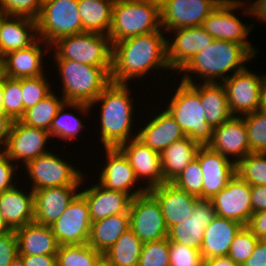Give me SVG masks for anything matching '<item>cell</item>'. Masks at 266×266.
<instances>
[{
	"label": "cell",
	"mask_w": 266,
	"mask_h": 266,
	"mask_svg": "<svg viewBox=\"0 0 266 266\" xmlns=\"http://www.w3.org/2000/svg\"><path fill=\"white\" fill-rule=\"evenodd\" d=\"M53 59H69L92 66H112V44L108 35L94 32L65 36L55 41Z\"/></svg>",
	"instance_id": "7"
},
{
	"label": "cell",
	"mask_w": 266,
	"mask_h": 266,
	"mask_svg": "<svg viewBox=\"0 0 266 266\" xmlns=\"http://www.w3.org/2000/svg\"><path fill=\"white\" fill-rule=\"evenodd\" d=\"M238 8L222 0L203 21L202 27L214 40H227L243 44L254 56L258 49L248 42L247 37L255 24L245 25L234 10Z\"/></svg>",
	"instance_id": "13"
},
{
	"label": "cell",
	"mask_w": 266,
	"mask_h": 266,
	"mask_svg": "<svg viewBox=\"0 0 266 266\" xmlns=\"http://www.w3.org/2000/svg\"><path fill=\"white\" fill-rule=\"evenodd\" d=\"M204 266H240L236 264L228 255L204 259Z\"/></svg>",
	"instance_id": "57"
},
{
	"label": "cell",
	"mask_w": 266,
	"mask_h": 266,
	"mask_svg": "<svg viewBox=\"0 0 266 266\" xmlns=\"http://www.w3.org/2000/svg\"><path fill=\"white\" fill-rule=\"evenodd\" d=\"M129 221L130 229L143 243L167 238L168 229L159 202L149 191L131 199Z\"/></svg>",
	"instance_id": "10"
},
{
	"label": "cell",
	"mask_w": 266,
	"mask_h": 266,
	"mask_svg": "<svg viewBox=\"0 0 266 266\" xmlns=\"http://www.w3.org/2000/svg\"><path fill=\"white\" fill-rule=\"evenodd\" d=\"M143 242L129 228L103 254L106 266H138Z\"/></svg>",
	"instance_id": "36"
},
{
	"label": "cell",
	"mask_w": 266,
	"mask_h": 266,
	"mask_svg": "<svg viewBox=\"0 0 266 266\" xmlns=\"http://www.w3.org/2000/svg\"><path fill=\"white\" fill-rule=\"evenodd\" d=\"M170 266H204L200 251L177 242L169 241Z\"/></svg>",
	"instance_id": "47"
},
{
	"label": "cell",
	"mask_w": 266,
	"mask_h": 266,
	"mask_svg": "<svg viewBox=\"0 0 266 266\" xmlns=\"http://www.w3.org/2000/svg\"><path fill=\"white\" fill-rule=\"evenodd\" d=\"M236 174L250 186H266V153H250L236 164Z\"/></svg>",
	"instance_id": "40"
},
{
	"label": "cell",
	"mask_w": 266,
	"mask_h": 266,
	"mask_svg": "<svg viewBox=\"0 0 266 266\" xmlns=\"http://www.w3.org/2000/svg\"><path fill=\"white\" fill-rule=\"evenodd\" d=\"M200 100L206 111V122L213 129L233 117L221 83H200Z\"/></svg>",
	"instance_id": "34"
},
{
	"label": "cell",
	"mask_w": 266,
	"mask_h": 266,
	"mask_svg": "<svg viewBox=\"0 0 266 266\" xmlns=\"http://www.w3.org/2000/svg\"><path fill=\"white\" fill-rule=\"evenodd\" d=\"M13 186L0 194V214L12 230L34 222V193Z\"/></svg>",
	"instance_id": "27"
},
{
	"label": "cell",
	"mask_w": 266,
	"mask_h": 266,
	"mask_svg": "<svg viewBox=\"0 0 266 266\" xmlns=\"http://www.w3.org/2000/svg\"><path fill=\"white\" fill-rule=\"evenodd\" d=\"M246 124L251 153H266V111H257L242 116Z\"/></svg>",
	"instance_id": "42"
},
{
	"label": "cell",
	"mask_w": 266,
	"mask_h": 266,
	"mask_svg": "<svg viewBox=\"0 0 266 266\" xmlns=\"http://www.w3.org/2000/svg\"><path fill=\"white\" fill-rule=\"evenodd\" d=\"M42 42V39L37 38L30 46L4 55L1 58L3 75L13 79L45 75L42 57L47 48L52 50V47ZM41 46H44V51Z\"/></svg>",
	"instance_id": "24"
},
{
	"label": "cell",
	"mask_w": 266,
	"mask_h": 266,
	"mask_svg": "<svg viewBox=\"0 0 266 266\" xmlns=\"http://www.w3.org/2000/svg\"><path fill=\"white\" fill-rule=\"evenodd\" d=\"M50 137L48 131L27 126L16 120L10 130L5 153L13 163L22 161L25 166L29 161L50 152L45 150Z\"/></svg>",
	"instance_id": "15"
},
{
	"label": "cell",
	"mask_w": 266,
	"mask_h": 266,
	"mask_svg": "<svg viewBox=\"0 0 266 266\" xmlns=\"http://www.w3.org/2000/svg\"><path fill=\"white\" fill-rule=\"evenodd\" d=\"M81 186L47 187L33 191L34 222L51 226L64 213Z\"/></svg>",
	"instance_id": "23"
},
{
	"label": "cell",
	"mask_w": 266,
	"mask_h": 266,
	"mask_svg": "<svg viewBox=\"0 0 266 266\" xmlns=\"http://www.w3.org/2000/svg\"><path fill=\"white\" fill-rule=\"evenodd\" d=\"M245 14L255 16L257 21H263L266 24V0H255L250 8L243 10Z\"/></svg>",
	"instance_id": "56"
},
{
	"label": "cell",
	"mask_w": 266,
	"mask_h": 266,
	"mask_svg": "<svg viewBox=\"0 0 266 266\" xmlns=\"http://www.w3.org/2000/svg\"><path fill=\"white\" fill-rule=\"evenodd\" d=\"M36 27L38 38L50 46L59 38L83 33L78 0H43Z\"/></svg>",
	"instance_id": "8"
},
{
	"label": "cell",
	"mask_w": 266,
	"mask_h": 266,
	"mask_svg": "<svg viewBox=\"0 0 266 266\" xmlns=\"http://www.w3.org/2000/svg\"><path fill=\"white\" fill-rule=\"evenodd\" d=\"M24 266H57L56 255H19Z\"/></svg>",
	"instance_id": "53"
},
{
	"label": "cell",
	"mask_w": 266,
	"mask_h": 266,
	"mask_svg": "<svg viewBox=\"0 0 266 266\" xmlns=\"http://www.w3.org/2000/svg\"><path fill=\"white\" fill-rule=\"evenodd\" d=\"M225 1L231 5H234L237 7H242V8H245V7L250 8L253 5V1H251V0H249V1L252 3H248V2H246V0H244L245 2L243 0H225ZM246 4H248V6Z\"/></svg>",
	"instance_id": "59"
},
{
	"label": "cell",
	"mask_w": 266,
	"mask_h": 266,
	"mask_svg": "<svg viewBox=\"0 0 266 266\" xmlns=\"http://www.w3.org/2000/svg\"><path fill=\"white\" fill-rule=\"evenodd\" d=\"M3 75L2 60L0 59V77Z\"/></svg>",
	"instance_id": "64"
},
{
	"label": "cell",
	"mask_w": 266,
	"mask_h": 266,
	"mask_svg": "<svg viewBox=\"0 0 266 266\" xmlns=\"http://www.w3.org/2000/svg\"><path fill=\"white\" fill-rule=\"evenodd\" d=\"M264 75H258L246 67L221 83L225 88L233 116L242 117L259 109L260 90Z\"/></svg>",
	"instance_id": "12"
},
{
	"label": "cell",
	"mask_w": 266,
	"mask_h": 266,
	"mask_svg": "<svg viewBox=\"0 0 266 266\" xmlns=\"http://www.w3.org/2000/svg\"><path fill=\"white\" fill-rule=\"evenodd\" d=\"M196 158L203 174V199L211 200L236 175V164L207 145L199 148Z\"/></svg>",
	"instance_id": "21"
},
{
	"label": "cell",
	"mask_w": 266,
	"mask_h": 266,
	"mask_svg": "<svg viewBox=\"0 0 266 266\" xmlns=\"http://www.w3.org/2000/svg\"><path fill=\"white\" fill-rule=\"evenodd\" d=\"M18 256L15 230L0 235V266H7Z\"/></svg>",
	"instance_id": "49"
},
{
	"label": "cell",
	"mask_w": 266,
	"mask_h": 266,
	"mask_svg": "<svg viewBox=\"0 0 266 266\" xmlns=\"http://www.w3.org/2000/svg\"><path fill=\"white\" fill-rule=\"evenodd\" d=\"M207 146L230 160L233 157V162L237 164L251 153L244 118L233 116L214 128L212 139Z\"/></svg>",
	"instance_id": "22"
},
{
	"label": "cell",
	"mask_w": 266,
	"mask_h": 266,
	"mask_svg": "<svg viewBox=\"0 0 266 266\" xmlns=\"http://www.w3.org/2000/svg\"><path fill=\"white\" fill-rule=\"evenodd\" d=\"M260 241L263 242L264 244H266V235H264L263 237L260 238Z\"/></svg>",
	"instance_id": "65"
},
{
	"label": "cell",
	"mask_w": 266,
	"mask_h": 266,
	"mask_svg": "<svg viewBox=\"0 0 266 266\" xmlns=\"http://www.w3.org/2000/svg\"><path fill=\"white\" fill-rule=\"evenodd\" d=\"M169 32L175 37L172 41L167 37V62L172 71L177 70V74L193 56L214 41L202 26L178 28Z\"/></svg>",
	"instance_id": "17"
},
{
	"label": "cell",
	"mask_w": 266,
	"mask_h": 266,
	"mask_svg": "<svg viewBox=\"0 0 266 266\" xmlns=\"http://www.w3.org/2000/svg\"><path fill=\"white\" fill-rule=\"evenodd\" d=\"M66 102L91 104L111 83L112 66H92L69 59H54Z\"/></svg>",
	"instance_id": "4"
},
{
	"label": "cell",
	"mask_w": 266,
	"mask_h": 266,
	"mask_svg": "<svg viewBox=\"0 0 266 266\" xmlns=\"http://www.w3.org/2000/svg\"><path fill=\"white\" fill-rule=\"evenodd\" d=\"M161 29L159 0H115L109 30L111 44Z\"/></svg>",
	"instance_id": "5"
},
{
	"label": "cell",
	"mask_w": 266,
	"mask_h": 266,
	"mask_svg": "<svg viewBox=\"0 0 266 266\" xmlns=\"http://www.w3.org/2000/svg\"><path fill=\"white\" fill-rule=\"evenodd\" d=\"M251 205L253 213L266 210V186H251Z\"/></svg>",
	"instance_id": "52"
},
{
	"label": "cell",
	"mask_w": 266,
	"mask_h": 266,
	"mask_svg": "<svg viewBox=\"0 0 266 266\" xmlns=\"http://www.w3.org/2000/svg\"><path fill=\"white\" fill-rule=\"evenodd\" d=\"M7 15L0 9V27H1V22Z\"/></svg>",
	"instance_id": "63"
},
{
	"label": "cell",
	"mask_w": 266,
	"mask_h": 266,
	"mask_svg": "<svg viewBox=\"0 0 266 266\" xmlns=\"http://www.w3.org/2000/svg\"><path fill=\"white\" fill-rule=\"evenodd\" d=\"M103 255L88 243L60 245L56 253L57 266H100Z\"/></svg>",
	"instance_id": "39"
},
{
	"label": "cell",
	"mask_w": 266,
	"mask_h": 266,
	"mask_svg": "<svg viewBox=\"0 0 266 266\" xmlns=\"http://www.w3.org/2000/svg\"><path fill=\"white\" fill-rule=\"evenodd\" d=\"M7 266H24L22 258L18 255L15 259L10 262Z\"/></svg>",
	"instance_id": "61"
},
{
	"label": "cell",
	"mask_w": 266,
	"mask_h": 266,
	"mask_svg": "<svg viewBox=\"0 0 266 266\" xmlns=\"http://www.w3.org/2000/svg\"><path fill=\"white\" fill-rule=\"evenodd\" d=\"M2 108L13 121L20 120L24 116L21 78L13 79L3 75Z\"/></svg>",
	"instance_id": "41"
},
{
	"label": "cell",
	"mask_w": 266,
	"mask_h": 266,
	"mask_svg": "<svg viewBox=\"0 0 266 266\" xmlns=\"http://www.w3.org/2000/svg\"><path fill=\"white\" fill-rule=\"evenodd\" d=\"M13 122L4 112H0V152L5 151Z\"/></svg>",
	"instance_id": "55"
},
{
	"label": "cell",
	"mask_w": 266,
	"mask_h": 266,
	"mask_svg": "<svg viewBox=\"0 0 266 266\" xmlns=\"http://www.w3.org/2000/svg\"><path fill=\"white\" fill-rule=\"evenodd\" d=\"M18 255H56L59 243L51 226L35 222L15 230Z\"/></svg>",
	"instance_id": "31"
},
{
	"label": "cell",
	"mask_w": 266,
	"mask_h": 266,
	"mask_svg": "<svg viewBox=\"0 0 266 266\" xmlns=\"http://www.w3.org/2000/svg\"><path fill=\"white\" fill-rule=\"evenodd\" d=\"M64 159L50 151L29 161L24 167L30 181H33L29 188L35 191L47 187L81 186L86 176Z\"/></svg>",
	"instance_id": "9"
},
{
	"label": "cell",
	"mask_w": 266,
	"mask_h": 266,
	"mask_svg": "<svg viewBox=\"0 0 266 266\" xmlns=\"http://www.w3.org/2000/svg\"><path fill=\"white\" fill-rule=\"evenodd\" d=\"M219 217L231 219L247 226L253 214L251 186L237 174L211 199Z\"/></svg>",
	"instance_id": "16"
},
{
	"label": "cell",
	"mask_w": 266,
	"mask_h": 266,
	"mask_svg": "<svg viewBox=\"0 0 266 266\" xmlns=\"http://www.w3.org/2000/svg\"><path fill=\"white\" fill-rule=\"evenodd\" d=\"M172 183L181 190L203 199V174L197 158H194Z\"/></svg>",
	"instance_id": "44"
},
{
	"label": "cell",
	"mask_w": 266,
	"mask_h": 266,
	"mask_svg": "<svg viewBox=\"0 0 266 266\" xmlns=\"http://www.w3.org/2000/svg\"><path fill=\"white\" fill-rule=\"evenodd\" d=\"M2 99H3V75L0 77V112H3Z\"/></svg>",
	"instance_id": "62"
},
{
	"label": "cell",
	"mask_w": 266,
	"mask_h": 266,
	"mask_svg": "<svg viewBox=\"0 0 266 266\" xmlns=\"http://www.w3.org/2000/svg\"><path fill=\"white\" fill-rule=\"evenodd\" d=\"M37 38L35 19L7 15L0 27V59L9 52L30 46Z\"/></svg>",
	"instance_id": "30"
},
{
	"label": "cell",
	"mask_w": 266,
	"mask_h": 266,
	"mask_svg": "<svg viewBox=\"0 0 266 266\" xmlns=\"http://www.w3.org/2000/svg\"><path fill=\"white\" fill-rule=\"evenodd\" d=\"M221 1L159 0L161 28L168 33L178 28L201 26Z\"/></svg>",
	"instance_id": "11"
},
{
	"label": "cell",
	"mask_w": 266,
	"mask_h": 266,
	"mask_svg": "<svg viewBox=\"0 0 266 266\" xmlns=\"http://www.w3.org/2000/svg\"><path fill=\"white\" fill-rule=\"evenodd\" d=\"M19 164L16 165L9 159L5 151L0 152V194L16 185L14 181V175H16ZM16 170V171H15Z\"/></svg>",
	"instance_id": "50"
},
{
	"label": "cell",
	"mask_w": 266,
	"mask_h": 266,
	"mask_svg": "<svg viewBox=\"0 0 266 266\" xmlns=\"http://www.w3.org/2000/svg\"><path fill=\"white\" fill-rule=\"evenodd\" d=\"M243 227L237 221L216 215L204 230L200 250L203 259L227 256L233 239Z\"/></svg>",
	"instance_id": "29"
},
{
	"label": "cell",
	"mask_w": 266,
	"mask_h": 266,
	"mask_svg": "<svg viewBox=\"0 0 266 266\" xmlns=\"http://www.w3.org/2000/svg\"><path fill=\"white\" fill-rule=\"evenodd\" d=\"M66 101L61 96L51 92L43 100L39 101L34 107L25 111L24 116L20 119L27 126L43 129L49 132L52 120L55 118L59 108Z\"/></svg>",
	"instance_id": "38"
},
{
	"label": "cell",
	"mask_w": 266,
	"mask_h": 266,
	"mask_svg": "<svg viewBox=\"0 0 266 266\" xmlns=\"http://www.w3.org/2000/svg\"><path fill=\"white\" fill-rule=\"evenodd\" d=\"M259 109L266 111V74L264 75V78L262 80Z\"/></svg>",
	"instance_id": "58"
},
{
	"label": "cell",
	"mask_w": 266,
	"mask_h": 266,
	"mask_svg": "<svg viewBox=\"0 0 266 266\" xmlns=\"http://www.w3.org/2000/svg\"><path fill=\"white\" fill-rule=\"evenodd\" d=\"M201 145L189 137H183L161 153L162 171L165 182H172L196 158Z\"/></svg>",
	"instance_id": "32"
},
{
	"label": "cell",
	"mask_w": 266,
	"mask_h": 266,
	"mask_svg": "<svg viewBox=\"0 0 266 266\" xmlns=\"http://www.w3.org/2000/svg\"><path fill=\"white\" fill-rule=\"evenodd\" d=\"M259 240L244 226L233 239L228 256L241 266L252 255Z\"/></svg>",
	"instance_id": "45"
},
{
	"label": "cell",
	"mask_w": 266,
	"mask_h": 266,
	"mask_svg": "<svg viewBox=\"0 0 266 266\" xmlns=\"http://www.w3.org/2000/svg\"><path fill=\"white\" fill-rule=\"evenodd\" d=\"M163 32L161 28L112 44L111 82L128 84L129 80L146 76L152 69L171 70L167 62V37Z\"/></svg>",
	"instance_id": "1"
},
{
	"label": "cell",
	"mask_w": 266,
	"mask_h": 266,
	"mask_svg": "<svg viewBox=\"0 0 266 266\" xmlns=\"http://www.w3.org/2000/svg\"><path fill=\"white\" fill-rule=\"evenodd\" d=\"M67 107L75 109L79 113H84L83 115L89 114V111H91L90 104L86 103L65 102L62 104L50 125L49 134L51 138L57 137L61 140L65 139V141L68 139L74 141L73 139L81 133L80 130L84 127L83 121L71 112H63Z\"/></svg>",
	"instance_id": "37"
},
{
	"label": "cell",
	"mask_w": 266,
	"mask_h": 266,
	"mask_svg": "<svg viewBox=\"0 0 266 266\" xmlns=\"http://www.w3.org/2000/svg\"><path fill=\"white\" fill-rule=\"evenodd\" d=\"M45 76V77H44ZM46 79V74L37 77L21 78L22 99L25 111L34 107L39 101L47 97L52 90V85Z\"/></svg>",
	"instance_id": "43"
},
{
	"label": "cell",
	"mask_w": 266,
	"mask_h": 266,
	"mask_svg": "<svg viewBox=\"0 0 266 266\" xmlns=\"http://www.w3.org/2000/svg\"><path fill=\"white\" fill-rule=\"evenodd\" d=\"M129 160L138 180H146L147 191L163 183L161 153L145 145L137 137L118 147Z\"/></svg>",
	"instance_id": "19"
},
{
	"label": "cell",
	"mask_w": 266,
	"mask_h": 266,
	"mask_svg": "<svg viewBox=\"0 0 266 266\" xmlns=\"http://www.w3.org/2000/svg\"><path fill=\"white\" fill-rule=\"evenodd\" d=\"M254 57L243 44L214 40L204 50L193 56L178 73L183 72L180 80L187 84L196 83L194 75L196 79L201 80V83H222L232 74L244 70L245 64L252 61Z\"/></svg>",
	"instance_id": "2"
},
{
	"label": "cell",
	"mask_w": 266,
	"mask_h": 266,
	"mask_svg": "<svg viewBox=\"0 0 266 266\" xmlns=\"http://www.w3.org/2000/svg\"><path fill=\"white\" fill-rule=\"evenodd\" d=\"M12 229L8 226L2 215L0 214V235L11 232Z\"/></svg>",
	"instance_id": "60"
},
{
	"label": "cell",
	"mask_w": 266,
	"mask_h": 266,
	"mask_svg": "<svg viewBox=\"0 0 266 266\" xmlns=\"http://www.w3.org/2000/svg\"><path fill=\"white\" fill-rule=\"evenodd\" d=\"M153 117L137 133V138L151 149L162 153L170 144L186 137L180 125L166 109Z\"/></svg>",
	"instance_id": "28"
},
{
	"label": "cell",
	"mask_w": 266,
	"mask_h": 266,
	"mask_svg": "<svg viewBox=\"0 0 266 266\" xmlns=\"http://www.w3.org/2000/svg\"><path fill=\"white\" fill-rule=\"evenodd\" d=\"M128 84L111 82L102 93L90 104H101L100 138L103 148H115L136 138L137 133H131L133 125V109H135L128 91ZM133 135V136H132Z\"/></svg>",
	"instance_id": "3"
},
{
	"label": "cell",
	"mask_w": 266,
	"mask_h": 266,
	"mask_svg": "<svg viewBox=\"0 0 266 266\" xmlns=\"http://www.w3.org/2000/svg\"><path fill=\"white\" fill-rule=\"evenodd\" d=\"M115 0H78V11L83 32L108 35L112 23V8Z\"/></svg>",
	"instance_id": "35"
},
{
	"label": "cell",
	"mask_w": 266,
	"mask_h": 266,
	"mask_svg": "<svg viewBox=\"0 0 266 266\" xmlns=\"http://www.w3.org/2000/svg\"><path fill=\"white\" fill-rule=\"evenodd\" d=\"M197 84H187L180 80L166 110L187 137L205 146L211 141L214 129L206 122V111L200 100V84Z\"/></svg>",
	"instance_id": "6"
},
{
	"label": "cell",
	"mask_w": 266,
	"mask_h": 266,
	"mask_svg": "<svg viewBox=\"0 0 266 266\" xmlns=\"http://www.w3.org/2000/svg\"><path fill=\"white\" fill-rule=\"evenodd\" d=\"M80 193L88 203L92 222L111 215L127 213L132 199L128 194L105 188L99 182L87 189L85 187Z\"/></svg>",
	"instance_id": "26"
},
{
	"label": "cell",
	"mask_w": 266,
	"mask_h": 266,
	"mask_svg": "<svg viewBox=\"0 0 266 266\" xmlns=\"http://www.w3.org/2000/svg\"><path fill=\"white\" fill-rule=\"evenodd\" d=\"M159 202L167 229L191 216L195 203L200 199L165 182L149 190Z\"/></svg>",
	"instance_id": "25"
},
{
	"label": "cell",
	"mask_w": 266,
	"mask_h": 266,
	"mask_svg": "<svg viewBox=\"0 0 266 266\" xmlns=\"http://www.w3.org/2000/svg\"><path fill=\"white\" fill-rule=\"evenodd\" d=\"M104 149L106 163L98 173L100 174L98 182L105 188L124 192L131 198L146 193L145 186L132 190L139 181L124 153L118 147Z\"/></svg>",
	"instance_id": "18"
},
{
	"label": "cell",
	"mask_w": 266,
	"mask_h": 266,
	"mask_svg": "<svg viewBox=\"0 0 266 266\" xmlns=\"http://www.w3.org/2000/svg\"><path fill=\"white\" fill-rule=\"evenodd\" d=\"M216 216L211 200L199 199L193 208L191 216L168 229L167 238L184 246L201 250L204 230Z\"/></svg>",
	"instance_id": "20"
},
{
	"label": "cell",
	"mask_w": 266,
	"mask_h": 266,
	"mask_svg": "<svg viewBox=\"0 0 266 266\" xmlns=\"http://www.w3.org/2000/svg\"><path fill=\"white\" fill-rule=\"evenodd\" d=\"M246 227L259 239L266 235V210L253 213Z\"/></svg>",
	"instance_id": "51"
},
{
	"label": "cell",
	"mask_w": 266,
	"mask_h": 266,
	"mask_svg": "<svg viewBox=\"0 0 266 266\" xmlns=\"http://www.w3.org/2000/svg\"><path fill=\"white\" fill-rule=\"evenodd\" d=\"M129 228V211L92 222L88 244L103 255Z\"/></svg>",
	"instance_id": "33"
},
{
	"label": "cell",
	"mask_w": 266,
	"mask_h": 266,
	"mask_svg": "<svg viewBox=\"0 0 266 266\" xmlns=\"http://www.w3.org/2000/svg\"><path fill=\"white\" fill-rule=\"evenodd\" d=\"M241 266H266V244L259 240L252 255Z\"/></svg>",
	"instance_id": "54"
},
{
	"label": "cell",
	"mask_w": 266,
	"mask_h": 266,
	"mask_svg": "<svg viewBox=\"0 0 266 266\" xmlns=\"http://www.w3.org/2000/svg\"><path fill=\"white\" fill-rule=\"evenodd\" d=\"M91 224L88 203L78 192L51 229L59 245L84 244L88 243Z\"/></svg>",
	"instance_id": "14"
},
{
	"label": "cell",
	"mask_w": 266,
	"mask_h": 266,
	"mask_svg": "<svg viewBox=\"0 0 266 266\" xmlns=\"http://www.w3.org/2000/svg\"><path fill=\"white\" fill-rule=\"evenodd\" d=\"M43 0H0V9L8 16H25L37 19Z\"/></svg>",
	"instance_id": "48"
},
{
	"label": "cell",
	"mask_w": 266,
	"mask_h": 266,
	"mask_svg": "<svg viewBox=\"0 0 266 266\" xmlns=\"http://www.w3.org/2000/svg\"><path fill=\"white\" fill-rule=\"evenodd\" d=\"M138 266H170L169 239L143 243Z\"/></svg>",
	"instance_id": "46"
}]
</instances>
